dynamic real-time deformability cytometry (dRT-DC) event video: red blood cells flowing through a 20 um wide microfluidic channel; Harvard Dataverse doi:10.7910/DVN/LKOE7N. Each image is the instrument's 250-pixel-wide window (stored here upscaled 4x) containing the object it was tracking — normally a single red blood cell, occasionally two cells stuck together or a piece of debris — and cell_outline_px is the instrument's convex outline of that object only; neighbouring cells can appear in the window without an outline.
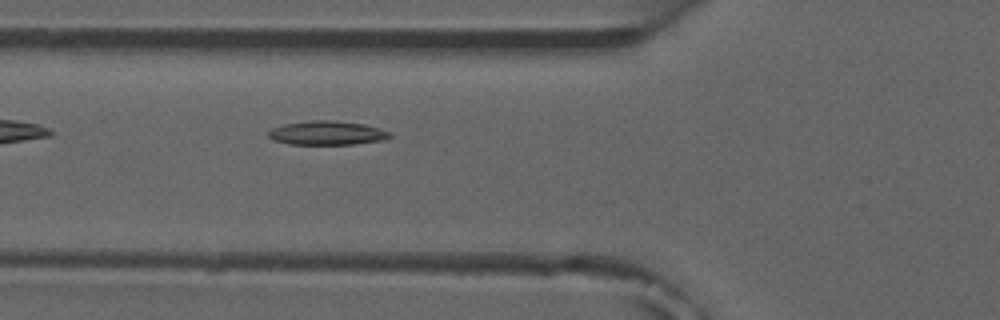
{"species": "common noctule bat (a hibernating species)", "species_latin": "Nyctalus noctula", "temperature_condition": "room temperature", "stored_images_in_passage": 5, "camera_frame_rate_fps": 3000, "um_per_image_px": 0.085, "animal": {"sex": "male", "forearm_length_mm": 52.5}, "frame": {"image": 1, "passage_image": 5, "time_ms": 5.333, "image_size_px": [1000, 320], "cell_outline_px": [[392, 136], [384, 140], [356, 144], [288, 144], [272, 140], [268, 136], [268, 132], [272, 128], [284, 124], [312, 120], [332, 120], [364, 124], [380, 128], [392, 132]], "centroid_in_image_um": [27.82, 11.3], "position_along_channel_um": 98.0, "area_um2": 17.11}}